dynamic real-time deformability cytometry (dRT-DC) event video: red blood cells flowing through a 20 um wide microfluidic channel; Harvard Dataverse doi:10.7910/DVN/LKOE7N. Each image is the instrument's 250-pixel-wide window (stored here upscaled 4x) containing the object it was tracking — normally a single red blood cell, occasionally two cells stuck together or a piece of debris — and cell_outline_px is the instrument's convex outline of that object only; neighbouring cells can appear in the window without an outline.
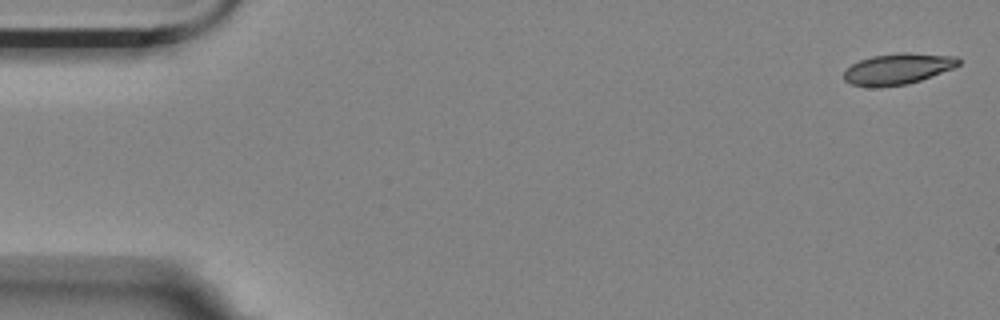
{"species": "Egyptian fruit bat (a non-hibernating species)", "species_latin": "Rousettus aegyptiacus", "temperature_condition": "room temperature", "stored_images_in_passage": 4, "segment_of_instrument_passage": [2, 2], "camera_frame_rate_fps": 3000, "um_per_image_px": 0.085, "animal": {"sex": "female"}, "frame": {"image": 1, "passage_image": 4, "time_ms": 1.0, "image_size_px": [1000, 320], "cell_outline_px": [[960, 64], [952, 68], [920, 80], [908, 84], [852, 84], [844, 80], [844, 72], [852, 64], [860, 60], [872, 56], [900, 52], [908, 52], [956, 56], [960, 60]], "centroid_in_image_um": [76.37, 5.79], "position_along_channel_um": 8.6, "area_um2": 19.88}}